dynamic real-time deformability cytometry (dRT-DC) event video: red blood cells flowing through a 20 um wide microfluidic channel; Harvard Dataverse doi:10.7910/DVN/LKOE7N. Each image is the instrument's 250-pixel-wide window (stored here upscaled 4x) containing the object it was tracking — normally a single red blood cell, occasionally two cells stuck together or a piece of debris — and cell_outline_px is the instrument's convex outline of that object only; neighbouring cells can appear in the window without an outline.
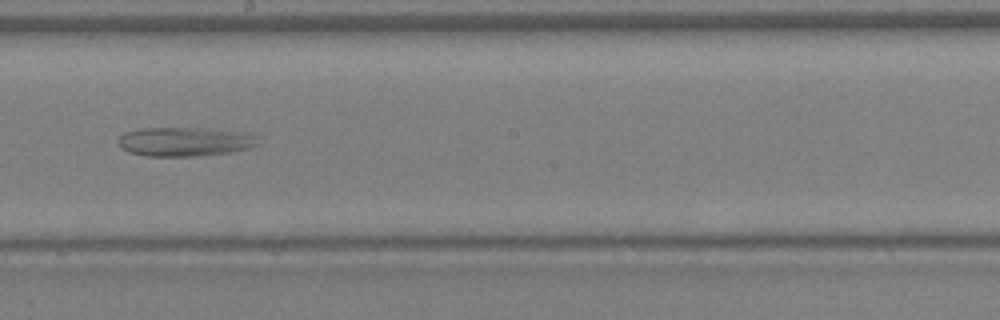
{"species": "Egyptian fruit bat (a non-hibernating species)", "species_latin": "Rousettus aegyptiacus", "temperature_condition": "warm", "stored_images_in_passage": 34, "camera_frame_rate_fps": 3000, "um_per_image_px": 0.085, "animal": {"sex": "female"}, "frame": {"image": 1, "passage_image": 19, "time_ms": 6.0, "image_size_px": [1000, 320], "cell_outline_px": [[260, 144], [248, 148], [232, 152], [200, 156], [148, 156], [128, 152], [120, 148], [116, 140], [124, 132], [144, 128], [204, 128], [244, 132], [256, 136]], "centroid_in_image_um": [15.69, 12.04], "position_along_channel_um": 232.5, "area_um2": 23.93}}
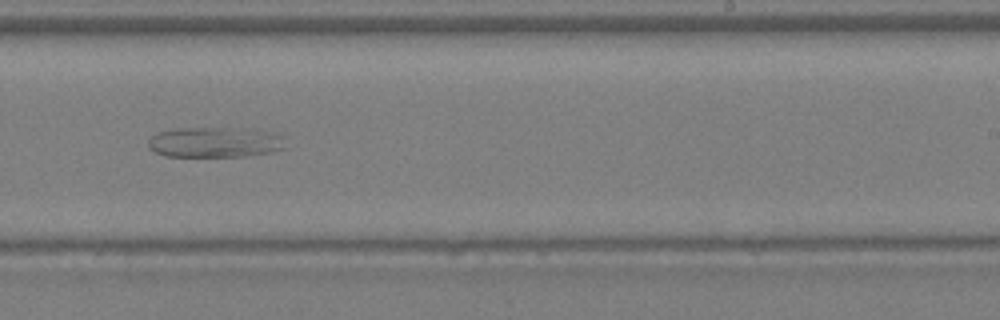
{"frame": {"image": 2, "passage_image": 21, "time_ms": 6.667, "image_size_px": [1000, 320], "cell_outline_px": [[288, 148], [268, 152], [244, 156], [164, 156], [148, 148], [148, 140], [156, 132], [180, 128], [260, 128], [280, 132], [284, 136]], "centroid_in_image_um": [18.38, 12.06], "position_along_channel_um": 270.6, "area_um2": 24.97}}
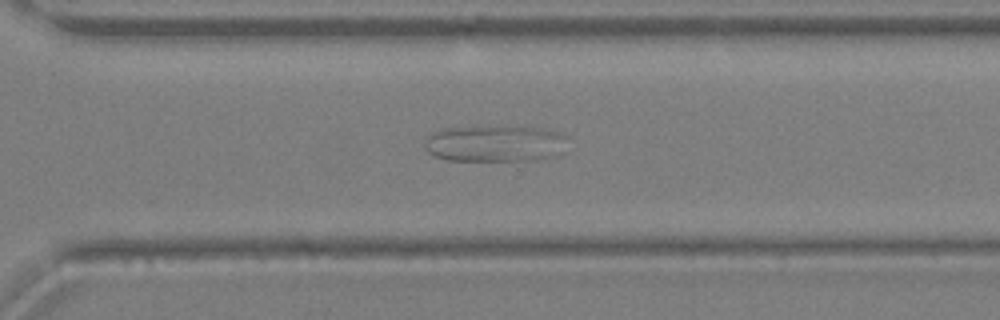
{"frame": {"image": 3, "passage_image": 24, "time_ms": 7.667, "image_size_px": [1000, 320], "cell_outline_px": [[564, 136], [560, 152], [552, 156], [532, 160], [448, 160], [436, 156], [428, 152], [424, 148], [424, 144], [428, 136], [432, 132], [444, 128], [472, 124], [496, 124], [540, 128], [560, 132]], "centroid_in_image_um": [41.96, 12.14], "position_along_channel_um": 328.6, "area_um2": 31.04}}